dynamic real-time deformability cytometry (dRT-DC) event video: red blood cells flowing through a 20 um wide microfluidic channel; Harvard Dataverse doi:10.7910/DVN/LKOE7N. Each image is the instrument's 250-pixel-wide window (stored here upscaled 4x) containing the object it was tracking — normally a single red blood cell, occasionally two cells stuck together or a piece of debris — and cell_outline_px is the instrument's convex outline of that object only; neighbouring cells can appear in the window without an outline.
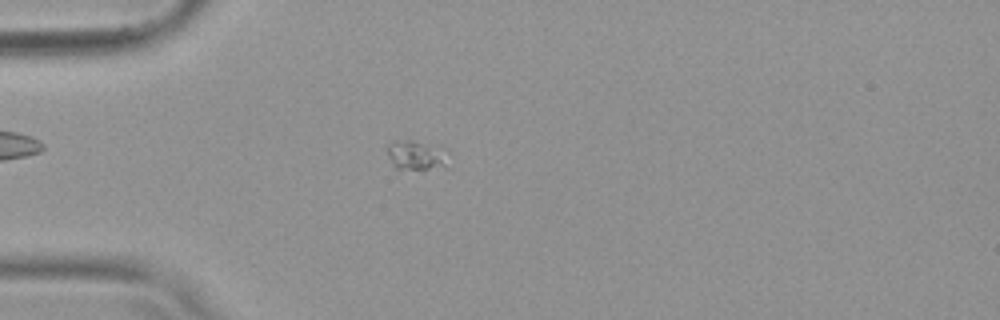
{"species": "common noctule bat (a hibernating species)", "species_latin": "Nyctalus noctula", "temperature_condition": "warm", "stored_images_in_passage": 53, "camera_frame_rate_fps": 3000, "um_per_image_px": 0.085, "animal": {"sex": "female", "body_mass_g": 19.9}, "frame": {"image": 1, "passage_image": 15, "time_ms": 4.667, "image_size_px": [1000, 320], "cell_outline_px": [[448, 168], [396, 168], [392, 164], [388, 156], [388, 144], [392, 140], [412, 140], [440, 144], [448, 152]], "centroid_in_image_um": [35.47, 13.15], "position_along_channel_um": 49.5, "area_um2": 10.92}}
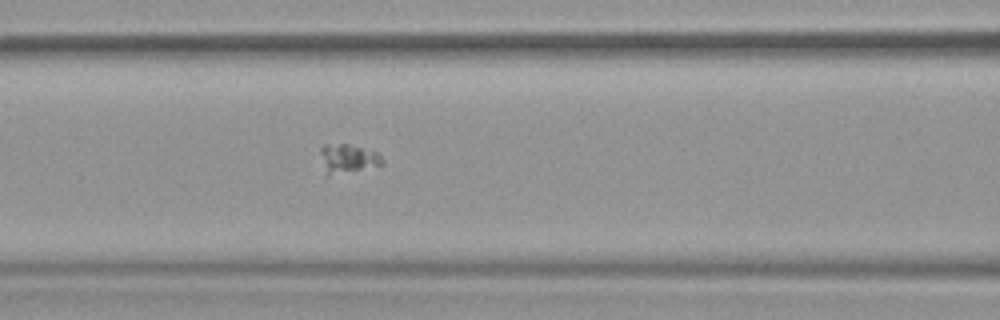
{"frame": {"image": 2, "passage_image": 23, "time_ms": 7.333, "image_size_px": [1000, 320], "cell_outline_px": [[384, 164], [328, 176], [320, 152], [320, 148], [324, 144], [348, 144], [380, 152], [384, 160]], "centroid_in_image_um": [29.62, 13.45], "position_along_channel_um": 137.0, "area_um2": 10.35}}
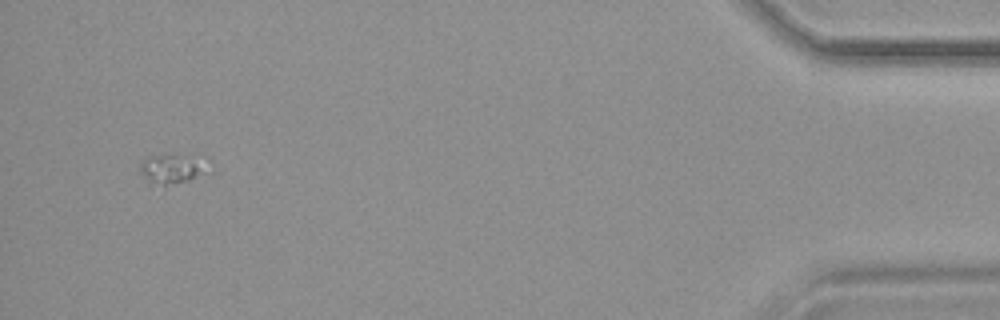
{"frame": {"image": 3, "passage_image": 51, "time_ms": 16.667, "image_size_px": [1000, 320], "cell_outline_px": [[196, 172], [188, 180], [164, 184], [152, 184], [140, 172], [140, 164], [148, 156], [164, 152], [192, 152], [196, 168]], "centroid_in_image_um": [14.32, 14.24], "position_along_channel_um": 420.9, "area_um2": 10.69}}